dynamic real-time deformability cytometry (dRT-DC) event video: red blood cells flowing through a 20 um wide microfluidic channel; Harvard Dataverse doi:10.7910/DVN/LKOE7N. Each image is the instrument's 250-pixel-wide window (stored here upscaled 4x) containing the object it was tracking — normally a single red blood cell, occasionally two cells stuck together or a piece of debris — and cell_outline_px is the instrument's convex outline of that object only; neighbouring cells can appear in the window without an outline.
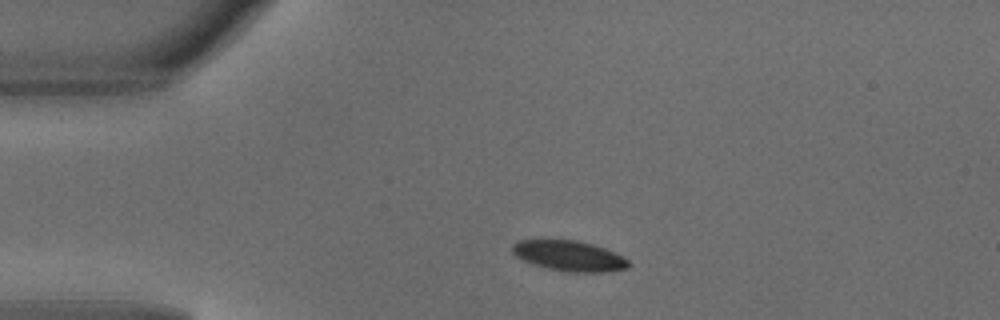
{"species": "common noctule bat (a hibernating species)", "species_latin": "Nyctalus noctula", "temperature_condition": "warm", "stored_images_in_passage": 2, "camera_frame_rate_fps": 3000, "um_per_image_px": 0.085, "animal": {"sex": "male", "body_mass_g": 18.8}, "frame": {"image": 1, "passage_image": 1, "time_ms": 0.0, "image_size_px": [1000, 320], "cell_outline_px": [[628, 268], [604, 272], [568, 272], [548, 268], [532, 264], [516, 256], [512, 252], [512, 244], [516, 240], [576, 240], [592, 244], [604, 248], [624, 256], [628, 260]], "centroid_in_image_um": [48.37, 21.74], "position_along_channel_um": 36.6, "area_um2": 20.52}}